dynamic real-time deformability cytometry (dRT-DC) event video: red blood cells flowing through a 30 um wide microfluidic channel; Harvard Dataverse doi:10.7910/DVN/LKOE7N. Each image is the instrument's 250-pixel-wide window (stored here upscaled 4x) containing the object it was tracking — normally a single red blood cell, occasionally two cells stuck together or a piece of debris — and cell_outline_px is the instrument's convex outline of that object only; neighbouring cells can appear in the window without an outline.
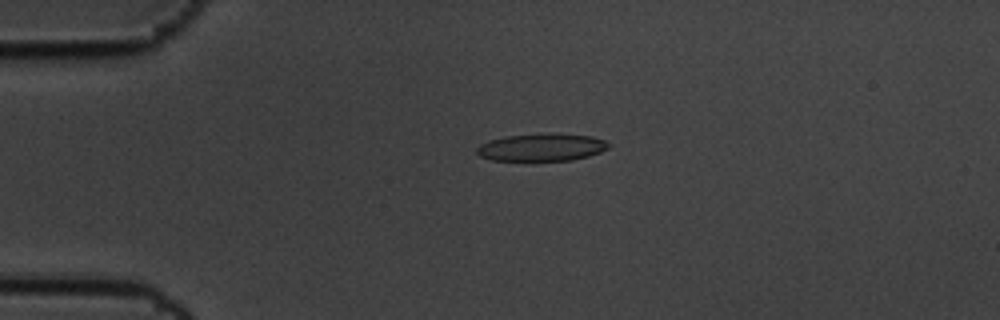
{"species": "common noctule bat (a hibernating species)", "species_latin": "Nyctalus noctula", "temperature_condition": "cold", "stored_images_in_passage": 12, "camera_frame_rate_fps": 3000, "um_per_image_px": 0.085, "animal": {"sex": "male", "body_mass_g": 19.5, "forearm_length_mm": 54.6}, "frame": {"image": 1, "passage_image": 1, "time_ms": 0.0, "image_size_px": [1000, 320], "cell_outline_px": [[612, 144], [608, 148], [600, 152], [588, 156], [572, 160], [492, 160], [480, 156], [476, 152], [476, 148], [480, 144], [488, 140], [504, 136], [552, 132], [560, 132], [592, 136], [604, 140]], "centroid_in_image_um": [46.06, 12.49], "position_along_channel_um": 38.9, "area_um2": 21.5}}
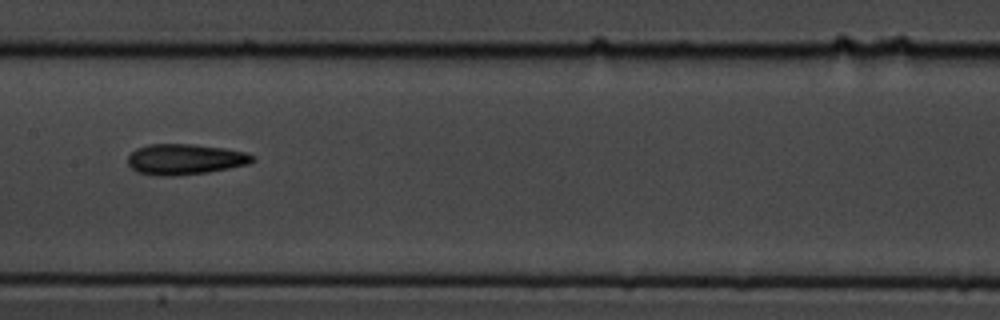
{"frame": {"image": 2, "passage_image": 5, "time_ms": 1.333, "image_size_px": [1000, 320], "cell_outline_px": [[256, 160], [248, 164], [208, 172], [172, 176], [164, 176], [136, 172], [128, 164], [128, 156], [136, 148], [148, 144], [192, 144], [224, 148], [244, 152], [256, 156]], "centroid_in_image_um": [15.73, 13.53], "position_along_channel_um": 191.7, "area_um2": 22.25}}
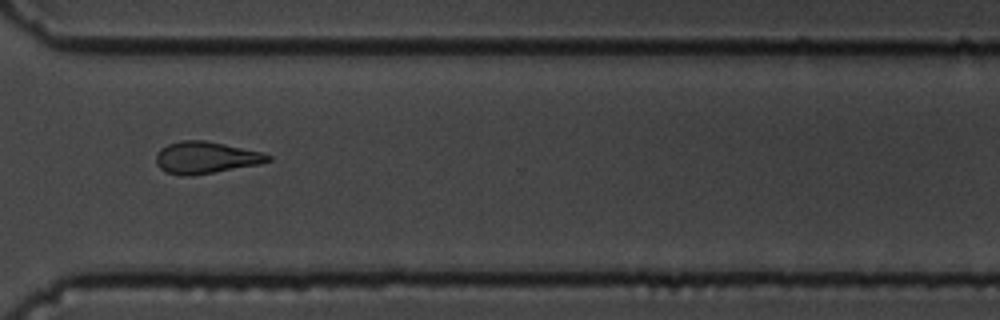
{"frame": {"image": 3, "passage_image": 9, "time_ms": 2.667, "image_size_px": [1000, 320], "cell_outline_px": [[272, 160], [260, 164], [192, 176], [180, 176], [164, 172], [156, 164], [156, 156], [160, 148], [168, 144], [180, 140], [204, 140], [264, 152], [272, 156]], "centroid_in_image_um": [17.49, 13.4], "position_along_channel_um": 353.1, "area_um2": 21.04}}